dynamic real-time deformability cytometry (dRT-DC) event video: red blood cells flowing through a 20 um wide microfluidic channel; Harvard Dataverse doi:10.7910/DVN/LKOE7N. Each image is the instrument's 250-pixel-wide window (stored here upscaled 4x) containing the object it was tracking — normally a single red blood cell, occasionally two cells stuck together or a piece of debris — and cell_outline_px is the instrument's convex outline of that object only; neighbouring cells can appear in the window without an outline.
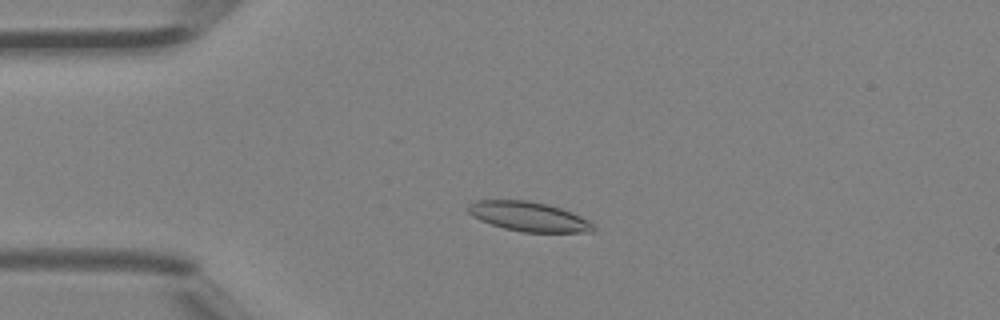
{"species": "Egyptian fruit bat (a non-hibernating species)", "species_latin": "Rousettus aegyptiacus", "temperature_condition": "room temperature", "stored_images_in_passage": 46, "camera_frame_rate_fps": 3000, "um_per_image_px": 0.085, "animal": {"sex": "female"}, "frame": {"image": 1, "passage_image": 11, "time_ms": 3.333, "image_size_px": [1000, 320], "cell_outline_px": [[596, 228], [592, 232], [524, 232], [504, 228], [480, 220], [472, 216], [468, 212], [468, 204], [472, 200], [528, 200], [548, 204], [572, 212], [588, 220]], "centroid_in_image_um": [44.92, 18.4], "position_along_channel_um": 40.1, "area_um2": 21.56}}
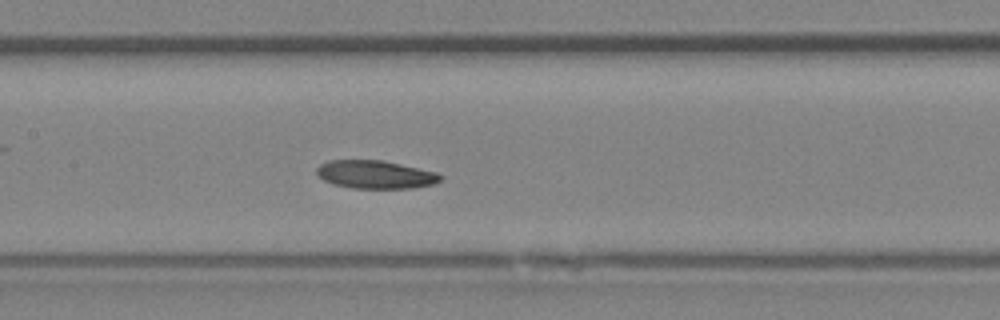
{"frame": {"image": 2, "passage_image": 22, "time_ms": 7.0, "image_size_px": [1000, 320], "cell_outline_px": [[444, 176], [440, 180], [432, 184], [412, 188], [352, 188], [332, 184], [316, 176], [316, 168], [320, 164], [328, 160], [380, 160], [400, 164], [436, 172]], "centroid_in_image_um": [31.86, 14.83], "position_along_channel_um": 175.5, "area_um2": 20.29}}
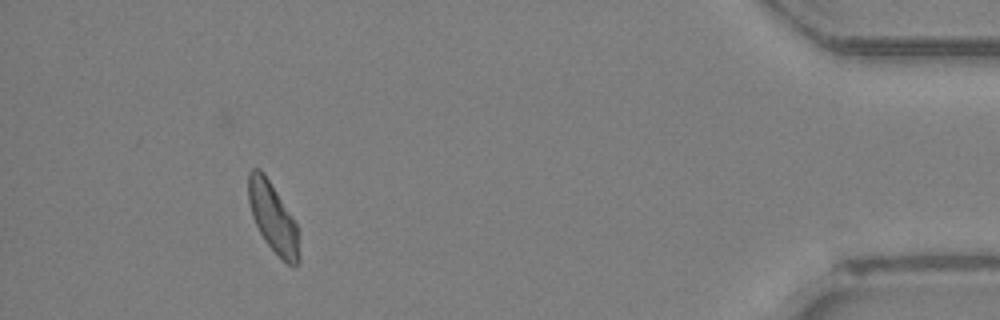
{"frame": {"image": 3, "passage_image": 42, "time_ms": 13.667, "image_size_px": [1000, 320], "cell_outline_px": [[300, 260], [292, 268], [264, 240], [252, 216], [248, 200], [248, 172], [252, 168], [260, 168], [264, 172], [296, 224], [300, 256]], "centroid_in_image_um": [23.18, 18.48], "position_along_channel_um": 412.0, "area_um2": 20.17}, "authors_computed_cell_mechanics": {"area_um2": 20.6924, "velocity_mm_per_s": 4.4688, "shape_relaxation_time_tau1_ms": 6.4832, "shape_relaxation_time_tau2_ms": 9.9036, "deformation_change_tau1": 0.1156, "deformation_change_tau2": 0.1617}}